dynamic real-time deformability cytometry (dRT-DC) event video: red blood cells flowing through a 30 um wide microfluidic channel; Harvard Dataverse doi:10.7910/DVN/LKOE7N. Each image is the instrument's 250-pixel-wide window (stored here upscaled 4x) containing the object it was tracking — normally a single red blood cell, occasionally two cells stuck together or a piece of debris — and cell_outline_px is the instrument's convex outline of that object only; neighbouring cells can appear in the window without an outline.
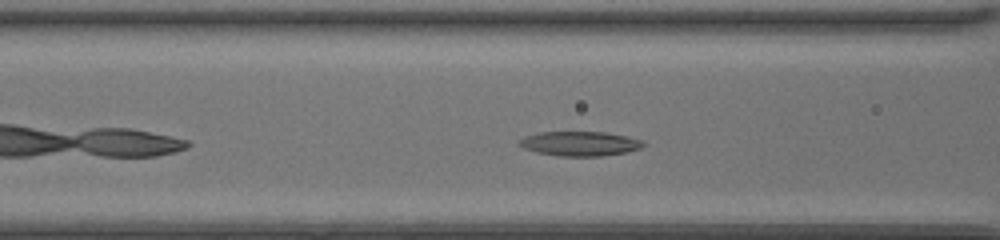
{"species": "common noctule bat (a hibernating species)", "species_latin": "Nyctalus noctula", "temperature_condition": "room temperature", "stored_images_in_passage": 37, "camera_frame_rate_fps": 3000, "um_per_image_px": 0.085, "animal": {"sex": "female", "body_mass_g": 20.0, "forearm_length_mm": 54.0}, "frame": {"image": 1, "passage_image": 8, "time_ms": 2.333, "image_size_px": [1000, 240], "cell_outline_px": [[648, 144], [640, 148], [628, 152], [600, 156], [556, 156], [536, 152], [524, 148], [516, 144], [524, 136], [536, 132], [604, 132], [628, 136], [644, 140]], "centroid_in_image_um": [49.31, 12.21], "position_along_channel_um": 117.3, "area_um2": 18.03}}
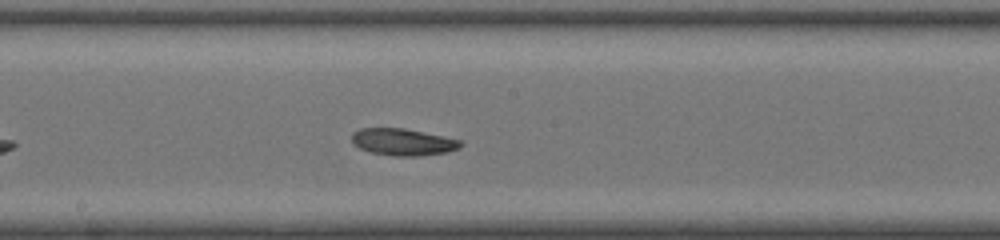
{"frame": {"image": 2, "passage_image": 15, "time_ms": 4.667, "image_size_px": [1000, 240], "cell_outline_px": [[464, 144], [460, 148], [448, 152], [420, 156], [396, 156], [372, 152], [360, 148], [352, 144], [352, 132], [360, 128], [404, 128], [464, 140]], "centroid_in_image_um": [34.3, 12.06], "position_along_channel_um": 213.9, "area_um2": 17.28}}
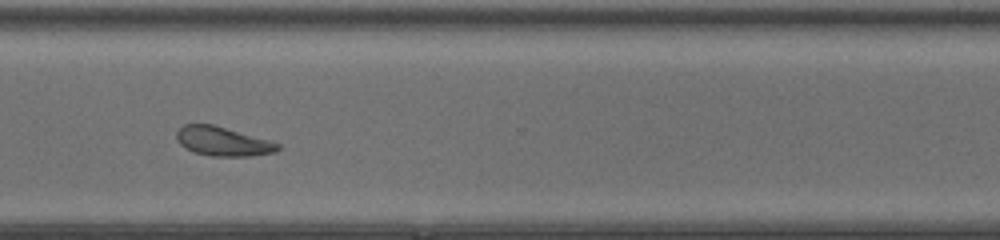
{"frame": {"image": 3, "passage_image": 25, "time_ms": 8.0, "image_size_px": [1000, 240], "cell_outline_px": [[280, 148], [276, 152], [248, 156], [212, 156], [196, 152], [184, 148], [176, 140], [176, 132], [184, 124], [212, 124], [272, 140], [280, 144]], "centroid_in_image_um": [18.96, 12.01], "position_along_channel_um": 351.6, "area_um2": 17.28}, "authors_computed_cell_mechanics": {"area_um2": 17.8024, "velocity_mm_per_s": 4.1371, "shape_relaxation_time_tau1_ms": 4.2287, "shape_relaxation_time_tau2_ms": 3.7416, "deformation_change_tau1": 0.1359, "deformation_change_tau2": 0.0954}}